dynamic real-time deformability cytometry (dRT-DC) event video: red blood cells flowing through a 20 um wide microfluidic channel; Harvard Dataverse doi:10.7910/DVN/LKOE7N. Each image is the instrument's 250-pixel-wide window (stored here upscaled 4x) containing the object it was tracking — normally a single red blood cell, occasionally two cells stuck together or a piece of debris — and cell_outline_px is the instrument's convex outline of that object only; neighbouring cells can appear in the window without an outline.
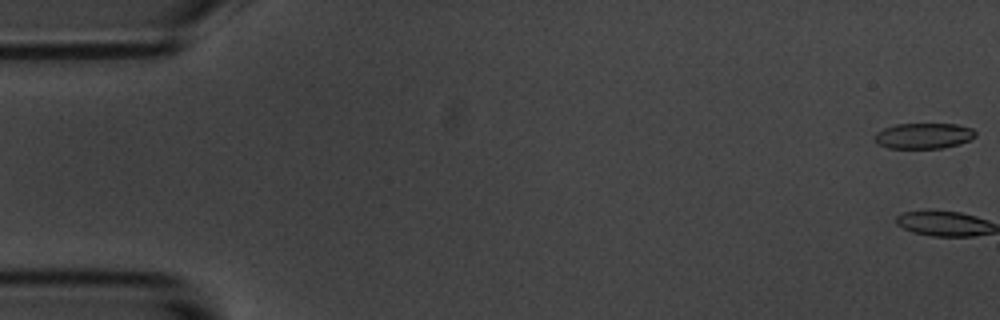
{"species": "common noctule bat (a hibernating species)", "species_latin": "Nyctalus noctula", "temperature_condition": "room temperature", "stored_images_in_passage": 56, "camera_frame_rate_fps": 3000, "um_per_image_px": 0.085, "animal": {"sex": "male", "body_mass_g": 20.1, "forearm_length_mm": 53.5}, "frame": {"image": 1, "passage_image": 1, "time_ms": 0.0, "image_size_px": [1000, 320], "cell_outline_px": [[976, 136], [960, 144], [944, 148], [888, 148], [876, 144], [876, 132], [884, 128], [896, 124], [956, 124], [972, 128], [976, 132]], "centroid_in_image_um": [78.52, 11.55], "position_along_channel_um": 6.5, "area_um2": 15.09}, "authors_computed_cell_mechanics": {"area_um2": 15.8372, "velocity_mm_per_s": 3.6165, "shape_relaxation_time_tau1_ms": 4.046, "shape_relaxation_time_tau2_ms": 7.5161, "deformation_change_tau1": 0.1492, "deformation_change_tau2": 0.1439}}